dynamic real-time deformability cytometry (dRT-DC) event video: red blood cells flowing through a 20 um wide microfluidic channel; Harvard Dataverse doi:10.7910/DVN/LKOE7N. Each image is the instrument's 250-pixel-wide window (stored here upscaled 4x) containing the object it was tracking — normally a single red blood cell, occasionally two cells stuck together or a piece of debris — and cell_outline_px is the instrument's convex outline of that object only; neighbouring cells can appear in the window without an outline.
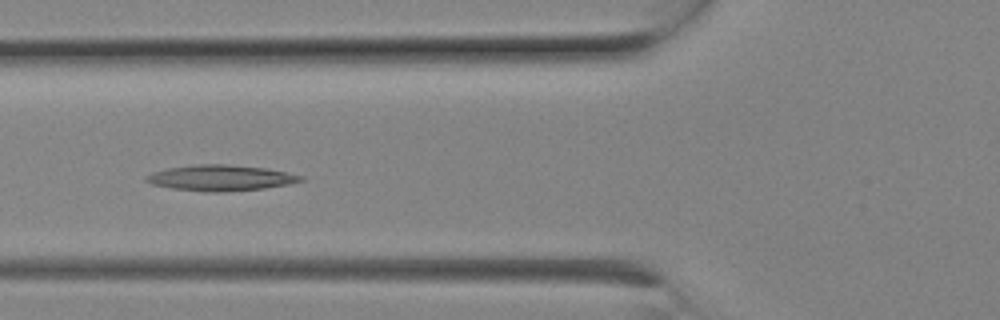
{"species": "Egyptian fruit bat (a non-hibernating species)", "species_latin": "Rousettus aegyptiacus", "temperature_condition": "room temperature", "stored_images_in_passage": 4, "camera_frame_rate_fps": 3000, "um_per_image_px": 0.085, "animal": {"sex": "female"}, "frame": {"image": 1, "passage_image": 2, "time_ms": 0.333, "image_size_px": [1000, 320], "cell_outline_px": [[304, 180], [288, 184], [264, 188], [216, 192], [212, 192], [172, 188], [152, 184], [144, 180], [144, 176], [152, 172], [168, 168], [196, 164], [228, 164], [264, 168], [304, 176]], "centroid_in_image_um": [18.71, 15.11], "position_along_channel_um": 107.1, "area_um2": 22.95}}
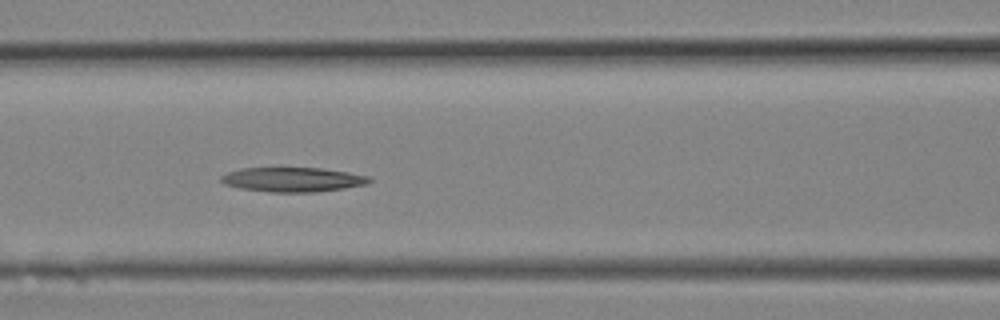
{"frame": {"image": 2, "passage_image": 3, "time_ms": 0.667, "image_size_px": [1000, 320], "cell_outline_px": [[372, 180], [368, 184], [344, 188], [316, 192], [272, 192], [240, 188], [224, 184], [220, 180], [220, 176], [228, 172], [240, 168], [276, 164], [324, 168], [348, 172], [368, 176]], "centroid_in_image_um": [24.83, 15.2], "position_along_channel_um": 141.8, "area_um2": 22.37}}
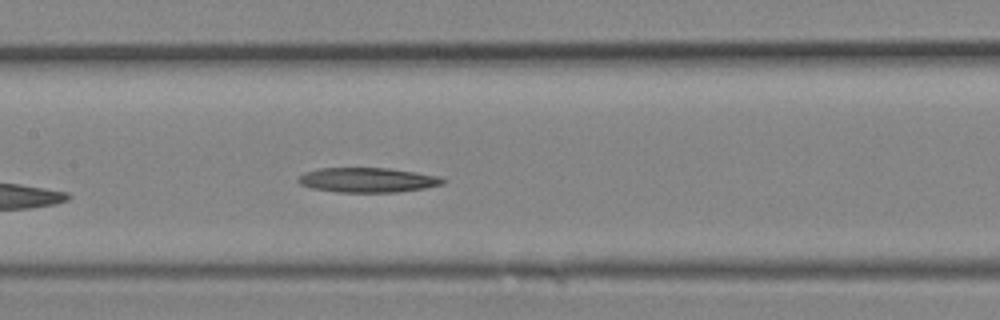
{"frame": {"image": 3, "passage_image": 4, "time_ms": 1.0, "image_size_px": [1000, 320], "cell_outline_px": [[444, 184], [424, 188], [396, 192], [336, 192], [312, 188], [300, 184], [296, 180], [304, 172], [320, 168], [388, 168], [416, 172], [440, 176], [444, 180]], "centroid_in_image_um": [31.23, 15.3], "position_along_channel_um": 176.2, "area_um2": 20.81}}